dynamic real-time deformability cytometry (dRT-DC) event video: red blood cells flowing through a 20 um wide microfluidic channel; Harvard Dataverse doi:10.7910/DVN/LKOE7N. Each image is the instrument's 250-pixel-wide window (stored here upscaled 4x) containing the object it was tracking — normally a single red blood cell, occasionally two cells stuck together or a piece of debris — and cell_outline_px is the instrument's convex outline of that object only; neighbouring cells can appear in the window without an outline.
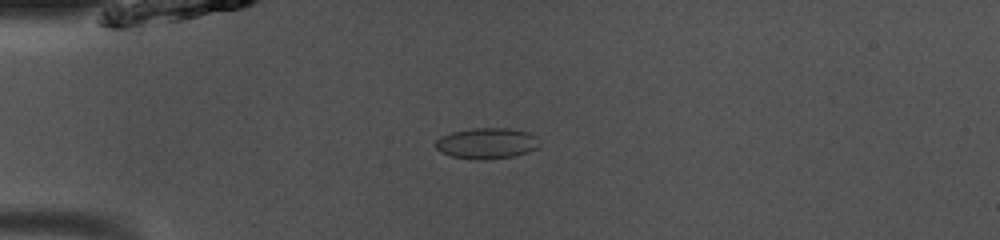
{"species": "common noctule bat (a hibernating species)", "species_latin": "Nyctalus noctula", "temperature_condition": "room temperature", "stored_images_in_passage": 49, "camera_frame_rate_fps": 3000, "um_per_image_px": 0.085, "animal": {"sex": "male", "body_mass_g": 13.0, "forearm_length_mm": 53.1}, "frame": {"image": 1, "passage_image": 13, "time_ms": 4.0, "image_size_px": [1000, 240], "cell_outline_px": [[540, 144], [536, 148], [528, 152], [516, 156], [480, 160], [476, 160], [452, 156], [440, 152], [436, 148], [436, 140], [440, 136], [452, 132], [472, 128], [508, 128], [528, 132], [536, 136]], "centroid_in_image_um": [41.38, 12.18], "position_along_channel_um": 43.6, "area_um2": 18.79}}
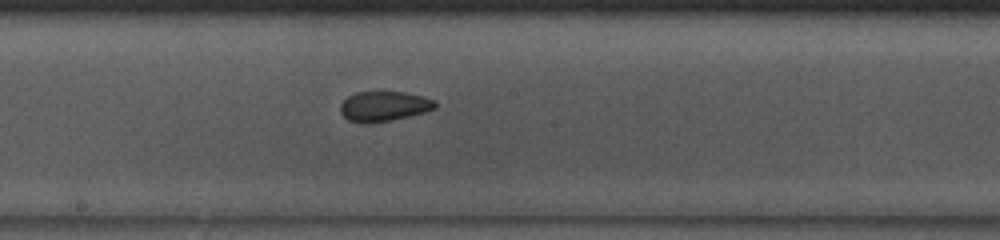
{"frame": {"image": 2, "passage_image": 27, "time_ms": 8.667, "image_size_px": [1000, 240], "cell_outline_px": [[436, 108], [424, 112], [392, 120], [372, 124], [364, 124], [348, 120], [340, 112], [340, 104], [348, 96], [356, 92], [404, 92], [424, 96], [436, 100]], "centroid_in_image_um": [32.63, 9.04], "position_along_channel_um": 215.6, "area_um2": 16.76}}
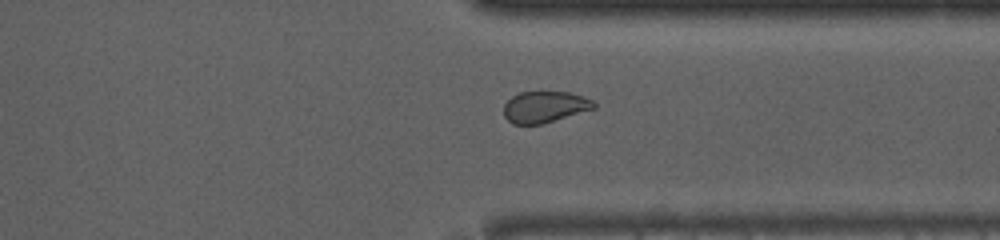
{"frame": {"image": 3, "passage_image": 38, "time_ms": 12.333, "image_size_px": [1000, 240], "cell_outline_px": [[596, 108], [540, 124], [512, 124], [504, 116], [504, 104], [512, 96], [520, 92], [568, 92], [584, 96], [592, 100], [596, 104]], "centroid_in_image_um": [46.3, 9.08], "position_along_channel_um": 365.1, "area_um2": 16.36}, "authors_computed_cell_mechanics": {"area_um2": 17.8024, "velocity_mm_per_s": 4.0947, "shape_relaxation_time_tau1_ms": 7.8004, "shape_relaxation_time_tau2_ms": 2.33, "deformation_change_tau1": 0.1069, "deformation_change_tau2": 0.0566}}